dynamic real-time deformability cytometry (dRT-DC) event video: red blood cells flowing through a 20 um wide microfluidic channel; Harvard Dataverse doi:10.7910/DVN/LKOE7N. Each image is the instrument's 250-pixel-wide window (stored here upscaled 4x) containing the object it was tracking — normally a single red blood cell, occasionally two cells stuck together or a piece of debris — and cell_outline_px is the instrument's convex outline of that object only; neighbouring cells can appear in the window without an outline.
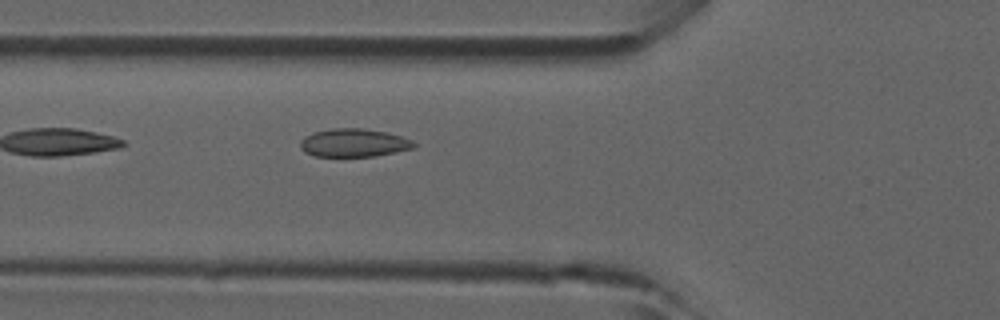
{"species": "common noctule bat (a hibernating species)", "species_latin": "Nyctalus noctula", "temperature_condition": "room temperature", "stored_images_in_passage": 6, "camera_frame_rate_fps": 3000, "um_per_image_px": 0.085, "animal": {"sex": "male", "forearm_length_mm": 52.5}, "frame": {"image": 1, "passage_image": 5, "time_ms": 1.333, "image_size_px": [1000, 320], "cell_outline_px": [[416, 148], [376, 156], [316, 156], [304, 152], [300, 148], [300, 140], [304, 136], [312, 132], [332, 128], [364, 128], [384, 132], [400, 136], [412, 140], [416, 144]], "centroid_in_image_um": [30.06, 12.14], "position_along_channel_um": 95.7, "area_um2": 18.79}}